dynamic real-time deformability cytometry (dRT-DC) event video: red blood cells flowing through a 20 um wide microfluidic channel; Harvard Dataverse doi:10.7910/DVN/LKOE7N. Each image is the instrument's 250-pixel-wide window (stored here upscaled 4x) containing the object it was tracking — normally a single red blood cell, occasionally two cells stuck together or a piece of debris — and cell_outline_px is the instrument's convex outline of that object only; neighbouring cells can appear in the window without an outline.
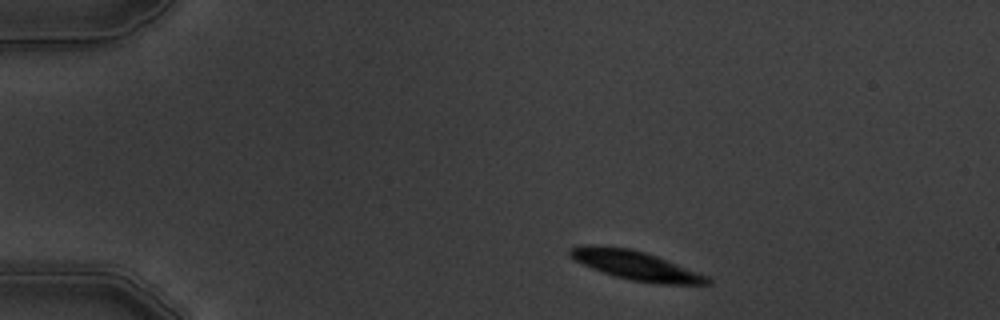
{"species": "common noctule bat (a hibernating species)", "species_latin": "Nyctalus noctula", "temperature_condition": "warm", "stored_images_in_passage": 3, "camera_frame_rate_fps": 3000, "um_per_image_px": 0.085, "animal": {"sex": "male", "body_mass_g": 19.5, "forearm_length_mm": 54.6}, "frame": {"image": 1, "passage_image": 1, "time_ms": 0.0, "image_size_px": [1000, 320], "cell_outline_px": [[712, 284], [656, 284], [632, 280], [612, 276], [592, 268], [568, 256], [568, 248], [588, 244], [592, 244], [628, 248], [644, 252], [656, 256], [708, 276], [712, 280]], "centroid_in_image_um": [54.01, 22.56], "position_along_channel_um": 31.0, "area_um2": 23.24}}